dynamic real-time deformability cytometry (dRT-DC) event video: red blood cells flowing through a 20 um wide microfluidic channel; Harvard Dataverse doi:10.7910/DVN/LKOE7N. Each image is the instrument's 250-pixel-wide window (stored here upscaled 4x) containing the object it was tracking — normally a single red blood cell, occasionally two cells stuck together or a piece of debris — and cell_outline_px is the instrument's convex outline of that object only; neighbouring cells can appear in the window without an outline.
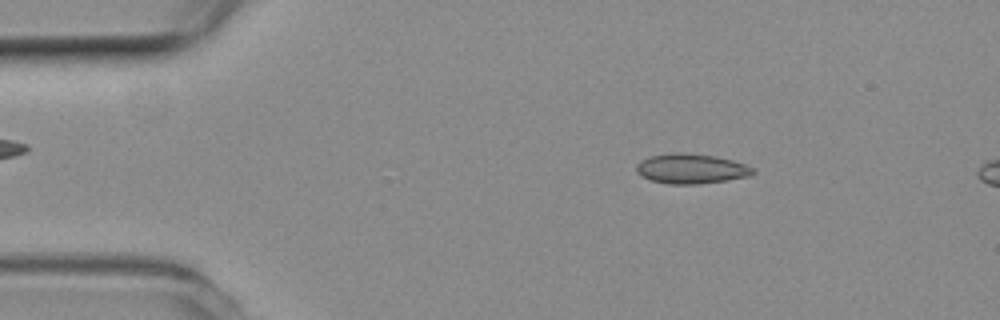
{"species": "common noctule bat (a hibernating species)", "species_latin": "Nyctalus noctula", "temperature_condition": "room temperature", "stored_images_in_passage": 3, "camera_frame_rate_fps": 3000, "um_per_image_px": 0.085, "animal": {"sex": "female", "body_mass_g": 19.3, "forearm_length_mm": 54.1}, "frame": {"image": 1, "passage_image": 1, "time_ms": 0.0, "image_size_px": [1000, 320], "cell_outline_px": [[756, 172], [752, 176], [696, 184], [668, 184], [652, 180], [636, 172], [636, 164], [640, 160], [652, 156], [676, 152], [684, 152], [716, 156], [732, 160], [744, 164], [752, 168]], "centroid_in_image_um": [58.75, 14.33], "position_along_channel_um": 26.2, "area_um2": 20.17}}